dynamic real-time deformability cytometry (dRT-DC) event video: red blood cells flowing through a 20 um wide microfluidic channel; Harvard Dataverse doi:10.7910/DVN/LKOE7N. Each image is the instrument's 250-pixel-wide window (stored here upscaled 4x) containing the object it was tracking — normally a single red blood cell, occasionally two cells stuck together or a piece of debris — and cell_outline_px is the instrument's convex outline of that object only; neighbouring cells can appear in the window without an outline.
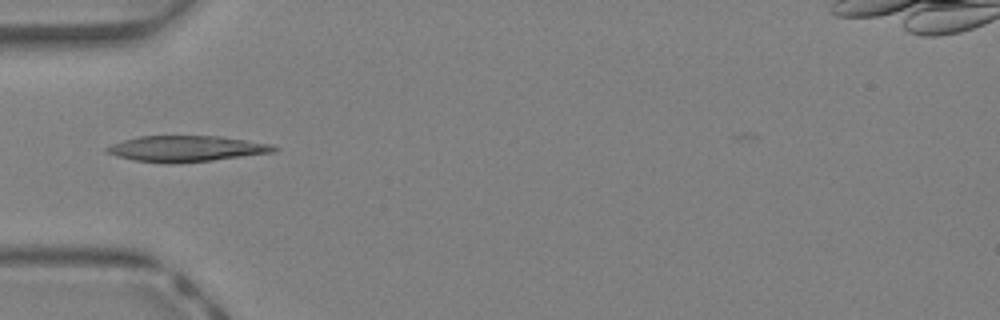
{"species": "Egyptian fruit bat (a non-hibernating species)", "species_latin": "Rousettus aegyptiacus", "temperature_condition": "warm", "stored_images_in_passage": 29, "camera_frame_rate_fps": 3000, "um_per_image_px": 0.085, "animal": {"sex": "female"}, "frame": {"image": 1, "passage_image": 1, "time_ms": 0.0, "image_size_px": [1000, 320], "cell_outline_px": [[280, 148], [276, 152], [212, 160], [172, 164], [132, 160], [116, 156], [108, 152], [104, 148], [112, 144], [124, 140], [140, 136], [220, 136], [272, 144]], "centroid_in_image_um": [15.86, 12.64], "position_along_channel_um": 69.1, "area_um2": 25.26}}
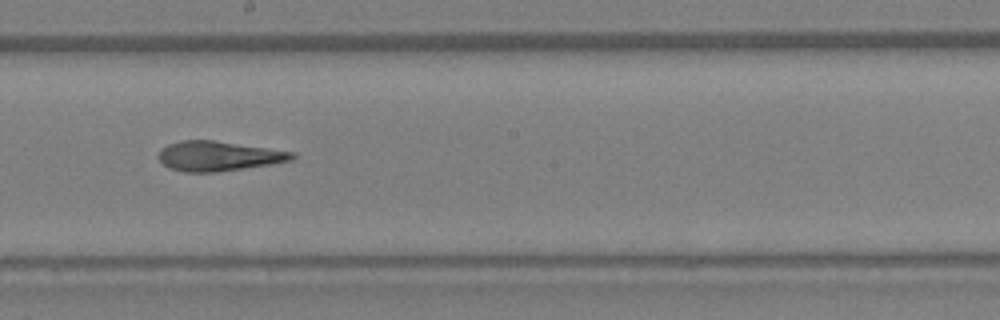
{"frame": {"image": 2, "passage_image": 11, "time_ms": 3.333, "image_size_px": [1000, 320], "cell_outline_px": [[296, 156], [292, 160], [272, 164], [216, 172], [184, 172], [168, 168], [156, 156], [168, 144], [184, 140], [212, 140], [296, 152]], "centroid_in_image_um": [18.59, 13.27], "position_along_channel_um": 229.6, "area_um2": 23.06}}
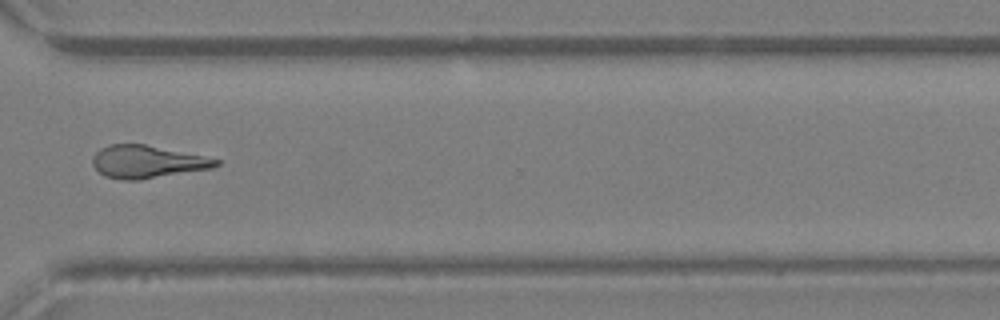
{"frame": {"image": 3, "passage_image": 19, "time_ms": 6.0, "image_size_px": [1000, 320], "cell_outline_px": [[220, 164], [212, 168], [140, 180], [124, 180], [104, 176], [92, 164], [92, 156], [100, 148], [108, 144], [144, 144], [220, 160]], "centroid_in_image_um": [12.46, 13.75], "position_along_channel_um": 358.1, "area_um2": 23.24}, "authors_computed_cell_mechanics": {"area_um2": 23.2356, "velocity_mm_per_s": 4.8187, "shape_relaxation_time_tau1_ms": 10.0502, "shape_relaxation_time_tau2_ms": 2.9712, "deformation_change_tau1": 0.2799, "deformation_change_tau2": 0.0935}}